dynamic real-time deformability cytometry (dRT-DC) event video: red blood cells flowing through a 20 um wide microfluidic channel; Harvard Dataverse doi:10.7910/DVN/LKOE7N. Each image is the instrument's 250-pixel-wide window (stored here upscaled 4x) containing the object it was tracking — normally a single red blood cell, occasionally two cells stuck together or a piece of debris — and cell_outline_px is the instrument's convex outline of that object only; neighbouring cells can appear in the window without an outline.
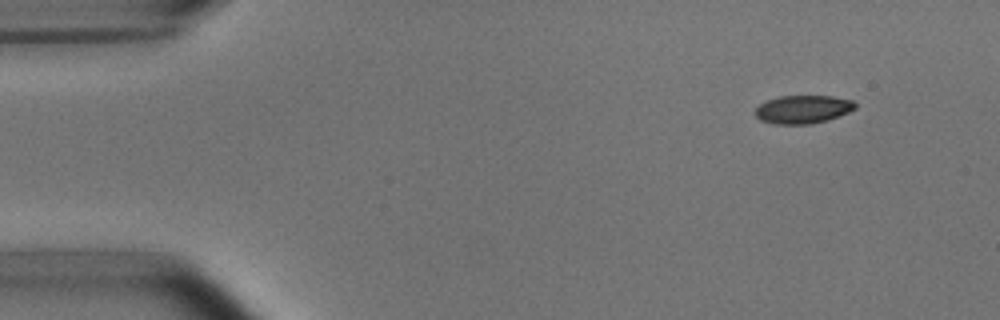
{"species": "common noctule bat (a hibernating species)", "species_latin": "Nyctalus noctula", "temperature_condition": "room temperature", "stored_images_in_passage": 4, "camera_frame_rate_fps": 3000, "um_per_image_px": 0.085, "animal": {"sex": "male", "body_mass_g": 15.6}, "frame": {"image": 1, "passage_image": 4, "time_ms": 4.333, "image_size_px": [1000, 320], "cell_outline_px": [[856, 108], [848, 112], [828, 120], [812, 124], [776, 124], [760, 120], [756, 116], [756, 108], [760, 104], [768, 100], [780, 96], [832, 96], [852, 100], [856, 104]], "centroid_in_image_um": [68.26, 9.3], "position_along_channel_um": 16.7, "area_um2": 16.36}}